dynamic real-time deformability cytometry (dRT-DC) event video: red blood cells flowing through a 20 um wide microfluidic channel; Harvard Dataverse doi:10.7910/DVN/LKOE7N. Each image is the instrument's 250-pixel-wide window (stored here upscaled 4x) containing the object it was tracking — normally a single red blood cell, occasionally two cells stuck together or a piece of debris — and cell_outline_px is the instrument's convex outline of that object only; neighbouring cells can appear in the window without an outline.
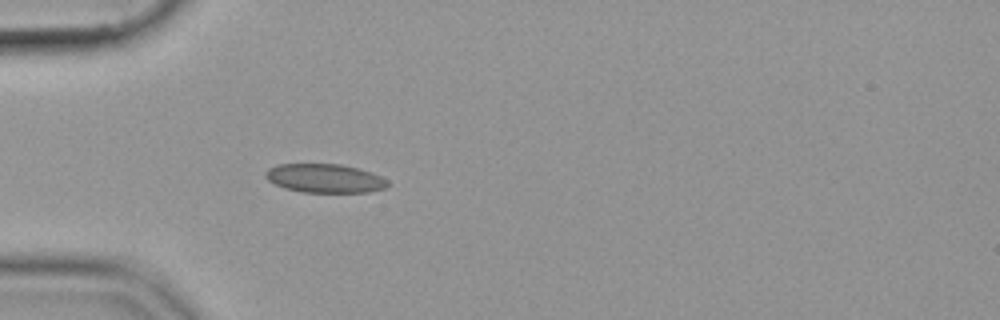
{"species": "common noctule bat (a hibernating species)", "species_latin": "Nyctalus noctula", "temperature_condition": "cold", "stored_images_in_passage": 21, "camera_frame_rate_fps": 3000, "um_per_image_px": 0.085, "animal": {"sex": "female", "body_mass_g": 19.9}, "frame": {"image": 1, "passage_image": 7, "time_ms": 2.0, "image_size_px": [1000, 320], "cell_outline_px": [[388, 184], [384, 188], [368, 192], [304, 192], [284, 188], [268, 180], [264, 176], [264, 172], [268, 168], [280, 164], [340, 164], [372, 172], [388, 180]], "centroid_in_image_um": [27.59, 15.15], "position_along_channel_um": 57.4, "area_um2": 20.4}}
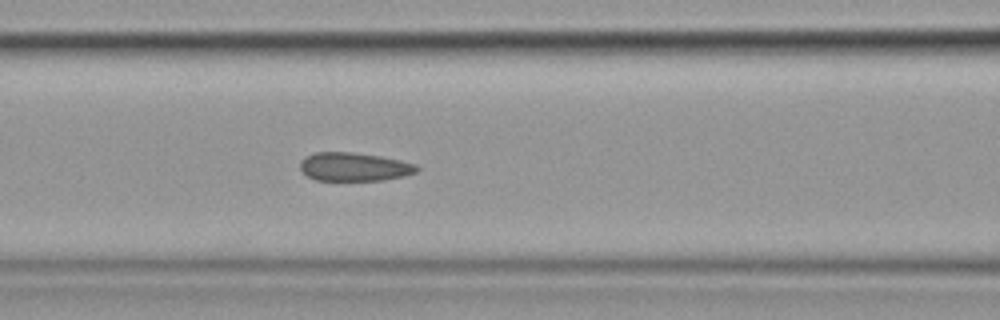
{"frame": {"image": 2, "passage_image": 14, "time_ms": 4.333, "image_size_px": [1000, 320], "cell_outline_px": [[420, 168], [416, 172], [404, 176], [380, 180], [316, 180], [308, 176], [300, 168], [300, 160], [304, 156], [316, 152], [352, 152], [380, 156], [400, 160], [416, 164]], "centroid_in_image_um": [30.09, 14.17], "position_along_channel_um": 136.5, "area_um2": 19.36}}
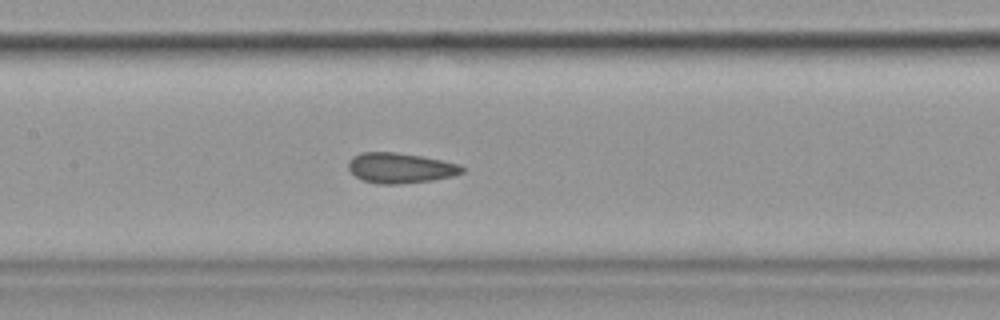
{"frame": {"image": 3, "passage_image": 17, "time_ms": 5.333, "image_size_px": [1000, 320], "cell_outline_px": [[464, 172], [456, 176], [432, 180], [396, 184], [380, 184], [364, 180], [356, 176], [348, 168], [348, 164], [360, 152], [396, 152], [420, 156], [460, 164], [464, 168]], "centroid_in_image_um": [34.08, 14.28], "position_along_channel_um": 173.3, "area_um2": 19.83}}